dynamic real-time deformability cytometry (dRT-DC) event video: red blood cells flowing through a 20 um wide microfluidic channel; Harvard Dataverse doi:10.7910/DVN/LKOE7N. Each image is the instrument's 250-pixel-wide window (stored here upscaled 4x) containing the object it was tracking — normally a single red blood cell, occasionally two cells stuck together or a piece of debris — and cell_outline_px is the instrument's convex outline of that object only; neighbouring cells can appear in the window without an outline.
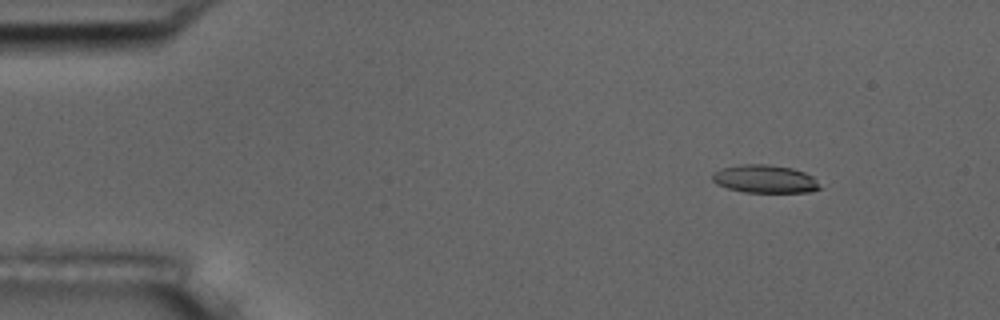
{"species": "common noctule bat (a hibernating species)", "species_latin": "Nyctalus noctula", "temperature_condition": "room temperature", "stored_images_in_passage": 10, "camera_frame_rate_fps": 3000, "um_per_image_px": 0.085, "animal": {"sex": "male", "body_mass_g": 17.5, "forearm_length_mm": 52.3}, "frame": {"image": 1, "passage_image": 2, "time_ms": 1.333, "image_size_px": [1000, 320], "cell_outline_px": [[824, 188], [812, 192], [744, 192], [728, 188], [716, 184], [712, 180], [712, 172], [720, 168], [740, 164], [768, 164], [792, 168], [804, 172], [812, 176]], "centroid_in_image_um": [65.02, 15.21], "position_along_channel_um": 20.0, "area_um2": 17.8}}
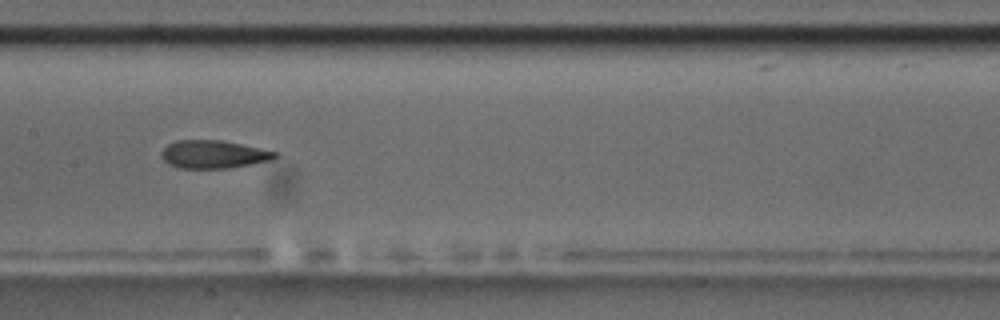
{"frame": {"image": 2, "passage_image": 8, "time_ms": 8.333, "image_size_px": [1000, 320], "cell_outline_px": [[280, 152], [276, 156], [268, 160], [252, 164], [228, 168], [176, 168], [168, 164], [160, 156], [160, 152], [168, 144], [176, 140], [220, 140]], "centroid_in_image_um": [18.1, 13.12], "position_along_channel_um": 189.3, "area_um2": 18.5}}
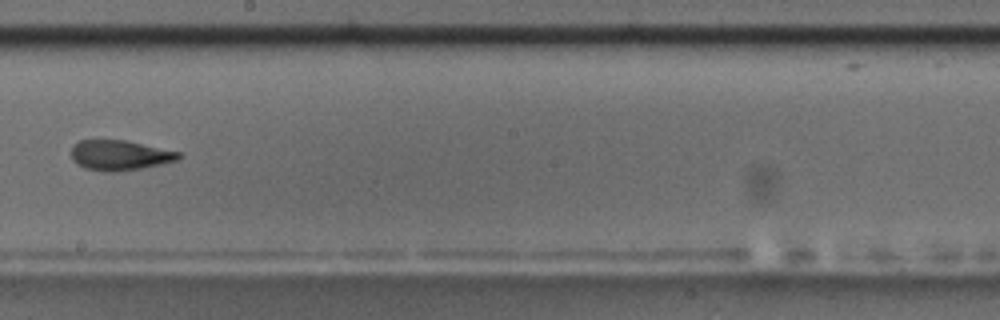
{"frame": {"image": 3, "passage_image": 9, "time_ms": 9.667, "image_size_px": [1000, 320], "cell_outline_px": [[180, 156], [176, 160], [160, 164], [140, 168], [116, 172], [104, 172], [84, 168], [76, 164], [72, 160], [72, 144], [80, 140], [128, 140], [180, 152]], "centroid_in_image_um": [10.13, 13.19], "position_along_channel_um": 238.1, "area_um2": 18.9}}